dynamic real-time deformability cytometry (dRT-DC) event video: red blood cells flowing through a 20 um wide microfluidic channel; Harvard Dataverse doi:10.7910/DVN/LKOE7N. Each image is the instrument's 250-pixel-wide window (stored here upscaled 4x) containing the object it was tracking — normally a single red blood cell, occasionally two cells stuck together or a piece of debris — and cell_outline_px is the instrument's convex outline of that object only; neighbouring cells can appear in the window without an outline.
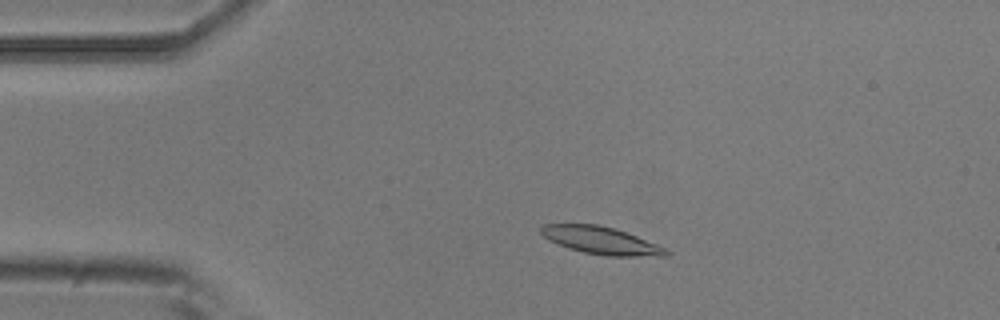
{"species": "common noctule bat (a hibernating species)", "species_latin": "Nyctalus noctula", "temperature_condition": "room temperature", "stored_images_in_passage": 49, "camera_frame_rate_fps": 3000, "um_per_image_px": 0.085, "animal": {"sex": "male", "body_mass_g": 20.5, "forearm_length_mm": 52.5}, "frame": {"image": 1, "passage_image": 8, "time_ms": 2.333, "image_size_px": [1000, 320], "cell_outline_px": [[672, 252], [668, 256], [608, 256], [584, 252], [568, 248], [548, 240], [540, 232], [540, 228], [544, 224], [600, 224], [636, 236], [656, 244]], "centroid_in_image_um": [51.08, 20.44], "position_along_channel_um": 33.9, "area_um2": 19.83}}
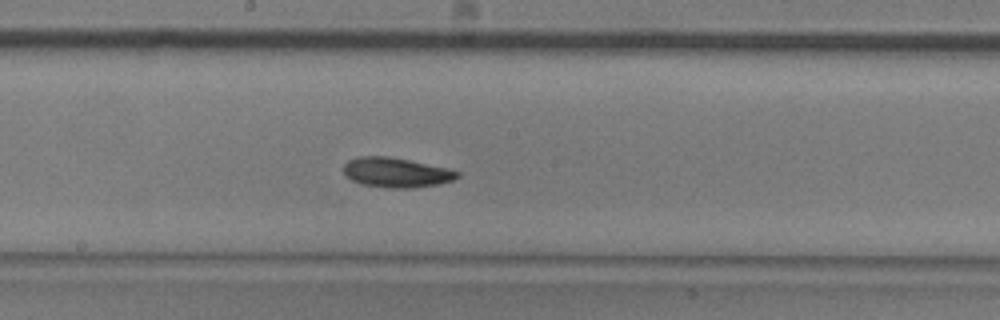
{"frame": {"image": 2, "passage_image": 25, "time_ms": 8.0, "image_size_px": [1000, 320], "cell_outline_px": [[460, 176], [452, 180], [440, 184], [412, 188], [388, 188], [360, 184], [352, 180], [344, 172], [344, 164], [348, 160], [360, 156], [388, 156], [448, 168], [460, 172]], "centroid_in_image_um": [33.69, 14.67], "position_along_channel_um": 214.5, "area_um2": 19.71}}
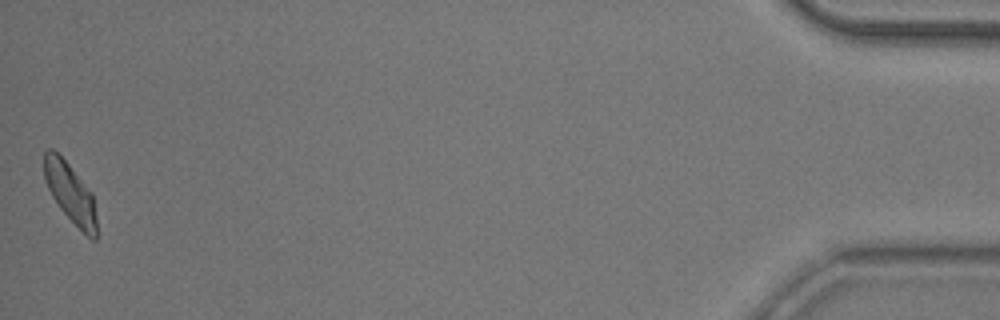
{"frame": {"image": 3, "passage_image": 49, "time_ms": 16.0, "image_size_px": [1000, 320], "cell_outline_px": [[96, 240], [92, 240], [60, 208], [52, 196], [48, 188], [44, 176], [44, 152], [48, 148], [52, 148], [68, 164], [92, 192], [96, 216]], "centroid_in_image_um": [5.97, 16.37], "position_along_channel_um": 429.2, "area_um2": 17.8}, "authors_computed_cell_mechanics": {"area_um2": 19.1318, "velocity_mm_per_s": 3.8888, "shape_relaxation_time_tau1_ms": 4.553, "shape_relaxation_time_tau2_ms": 3.9599, "deformation_change_tau1": 0.1346, "deformation_change_tau2": 0.0898}}